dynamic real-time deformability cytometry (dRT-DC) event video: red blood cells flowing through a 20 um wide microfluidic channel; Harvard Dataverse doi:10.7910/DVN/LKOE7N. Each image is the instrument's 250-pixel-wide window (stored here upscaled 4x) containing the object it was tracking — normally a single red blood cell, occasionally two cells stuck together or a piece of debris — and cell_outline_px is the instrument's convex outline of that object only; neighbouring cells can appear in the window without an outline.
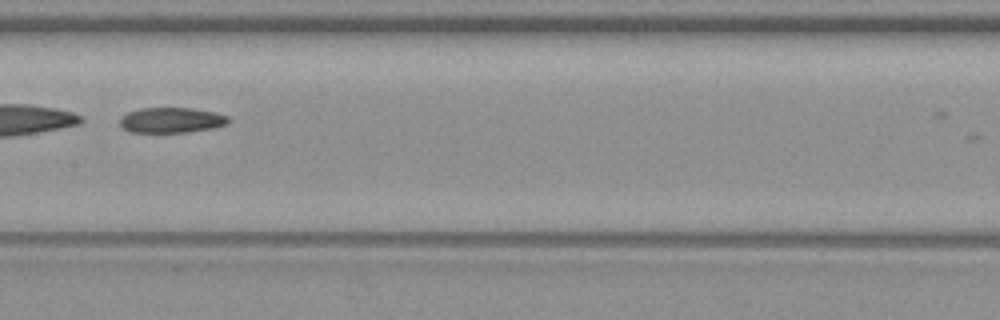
{"species": "common noctule bat (a hibernating species)", "species_latin": "Nyctalus noctula", "temperature_condition": "warm", "stored_images_in_passage": 39, "segment_of_instrument_passage": [2, 2], "camera_frame_rate_fps": 3000, "um_per_image_px": 0.085, "animal": {"sex": "female", "body_mass_g": 19.3, "forearm_length_mm": 54.1}, "frame": {"image": 1, "passage_image": 23, "time_ms": 7.333, "image_size_px": [1000, 320], "cell_outline_px": [[228, 124], [212, 128], [188, 132], [128, 132], [120, 128], [120, 116], [128, 112], [140, 108], [192, 108], [216, 112], [228, 116]], "centroid_in_image_um": [14.53, 10.21], "position_along_channel_um": 192.9, "area_um2": 16.18}}